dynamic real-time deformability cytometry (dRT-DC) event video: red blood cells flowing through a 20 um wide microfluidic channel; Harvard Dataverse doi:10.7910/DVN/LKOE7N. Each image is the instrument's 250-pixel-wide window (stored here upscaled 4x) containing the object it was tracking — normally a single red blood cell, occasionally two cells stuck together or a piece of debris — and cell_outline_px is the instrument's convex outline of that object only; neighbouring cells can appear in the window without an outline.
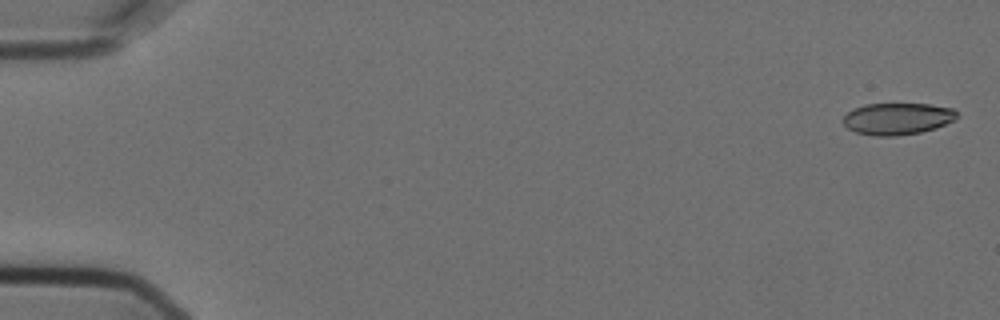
{"species": "Egyptian fruit bat (a non-hibernating species)", "species_latin": "Rousettus aegyptiacus", "temperature_condition": "cold", "stored_images_in_passage": 7, "camera_frame_rate_fps": 3000, "um_per_image_px": 0.085, "animal": {"sex": "female"}, "frame": {"image": 1, "passage_image": 1, "time_ms": 0.0, "image_size_px": [1000, 320], "cell_outline_px": [[956, 120], [936, 128], [920, 132], [896, 136], [872, 136], [856, 132], [848, 128], [844, 124], [844, 116], [852, 108], [864, 104], [928, 104], [952, 108], [956, 112]], "centroid_in_image_um": [76.27, 10.09], "position_along_channel_um": 8.7, "area_um2": 21.1}}
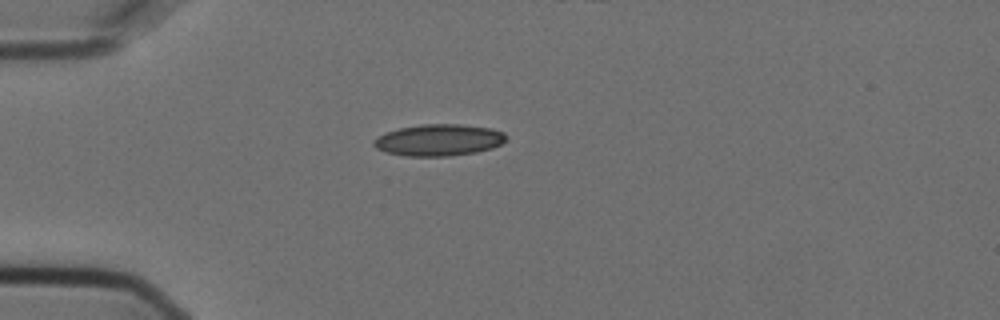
{"frame": {"image": 2, "passage_image": 5, "time_ms": 1.333, "image_size_px": [1000, 320], "cell_outline_px": [[508, 136], [500, 144], [492, 148], [476, 152], [448, 156], [404, 156], [388, 152], [376, 148], [372, 144], [372, 140], [388, 132], [400, 128], [424, 124], [460, 124], [492, 128], [504, 132]], "centroid_in_image_um": [37.32, 11.9], "position_along_channel_um": 47.7, "area_um2": 24.28}}